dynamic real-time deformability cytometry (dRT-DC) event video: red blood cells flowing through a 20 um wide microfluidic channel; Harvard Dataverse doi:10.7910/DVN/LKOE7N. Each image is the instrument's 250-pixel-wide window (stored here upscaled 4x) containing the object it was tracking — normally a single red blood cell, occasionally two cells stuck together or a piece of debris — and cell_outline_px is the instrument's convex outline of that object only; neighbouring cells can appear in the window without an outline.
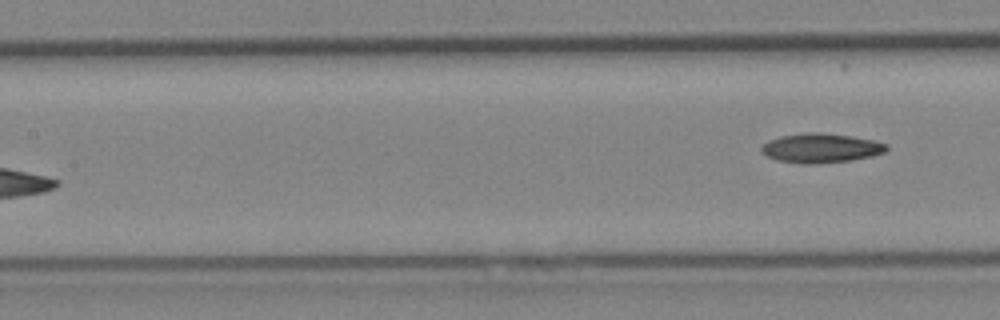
{"species": "Egyptian fruit bat (a non-hibernating species)", "species_latin": "Rousettus aegyptiacus", "temperature_condition": "cold", "stored_images_in_passage": 6, "segment_of_instrument_passage": [2, 2], "camera_frame_rate_fps": 3000, "um_per_image_px": 0.085, "animal": {"sex": "female"}, "frame": {"image": 1, "passage_image": 6, "time_ms": 6.667, "image_size_px": [1000, 320], "cell_outline_px": [[888, 148], [884, 152], [872, 156], [852, 160], [808, 164], [776, 160], [760, 152], [760, 148], [768, 140], [780, 136], [808, 132], [820, 132], [852, 136], [872, 140], [888, 144]], "centroid_in_image_um": [69.76, 12.58], "position_along_channel_um": 137.6, "area_um2": 21.33}}